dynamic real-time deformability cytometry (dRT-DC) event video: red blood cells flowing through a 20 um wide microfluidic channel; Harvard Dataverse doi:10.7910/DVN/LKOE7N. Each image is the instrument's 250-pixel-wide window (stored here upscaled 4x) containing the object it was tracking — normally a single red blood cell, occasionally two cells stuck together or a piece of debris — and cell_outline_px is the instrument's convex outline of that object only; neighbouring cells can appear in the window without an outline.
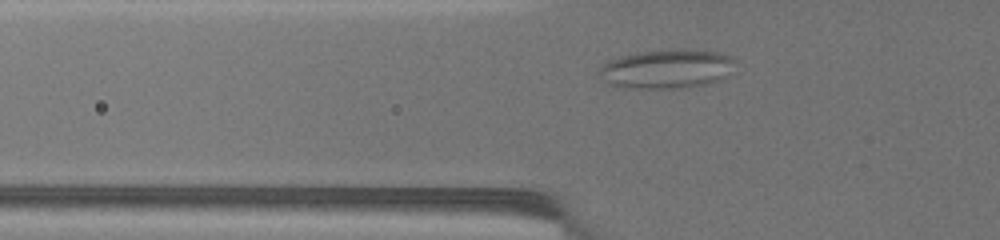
{"species": "common noctule bat (a hibernating species)", "species_latin": "Nyctalus noctula", "temperature_condition": "warm", "stored_images_in_passage": 51, "camera_frame_rate_fps": 3000, "um_per_image_px": 0.085, "animal": {"sex": "female", "body_mass_g": 19.5, "forearm_length_mm": 54.1}, "frame": {"image": 1, "passage_image": 16, "time_ms": 5.0, "image_size_px": [1000, 240], "cell_outline_px": [[736, 60], [724, 76], [716, 80], [704, 84], [680, 88], [624, 88], [608, 84], [596, 72], [604, 64], [612, 60], [624, 56], [640, 52], [716, 52], [728, 56]], "centroid_in_image_um": [56.57, 5.91], "position_along_channel_um": 69.2, "area_um2": 29.36}}
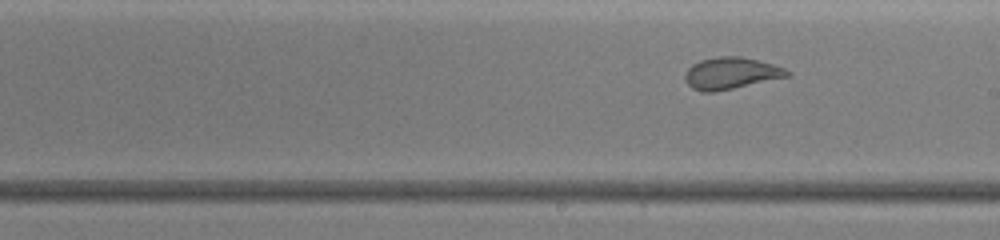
{"frame": {"image": 2, "passage_image": 32, "time_ms": 10.333, "image_size_px": [1000, 240], "cell_outline_px": [[792, 76], [716, 92], [700, 92], [692, 88], [684, 80], [684, 72], [692, 64], [700, 60], [720, 56], [740, 56], [772, 64], [784, 68], [792, 72]], "centroid_in_image_um": [62.13, 6.24], "position_along_channel_um": 226.9, "area_um2": 19.19}}
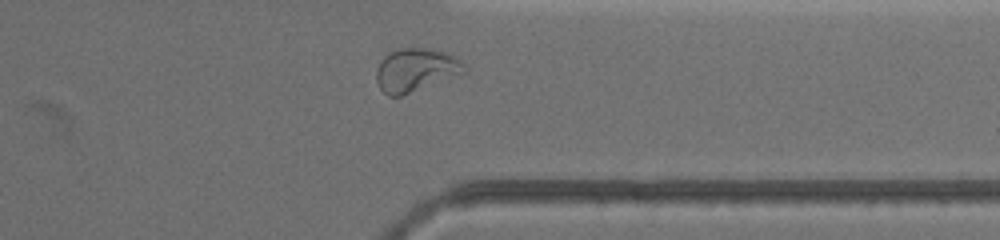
{"frame": {"image": 3, "passage_image": 47, "time_ms": 15.333, "image_size_px": [1000, 240], "cell_outline_px": [[468, 72], [400, 96], [388, 96], [380, 88], [376, 80], [376, 72], [380, 60], [388, 52], [400, 48], [432, 48], [444, 52], [460, 60], [468, 68]], "centroid_in_image_um": [35.34, 5.94], "position_along_channel_um": 376.1, "area_um2": 22.25}, "authors_computed_cell_mechanics": {"area_um2": 22.0218, "velocity_mm_per_s": 2.9976, "shape_relaxation_time_tau1_ms": null, "shape_relaxation_time_tau2_ms": 1.1079, "deformation_change_tau1": null, "deformation_change_tau2": 0.077}}